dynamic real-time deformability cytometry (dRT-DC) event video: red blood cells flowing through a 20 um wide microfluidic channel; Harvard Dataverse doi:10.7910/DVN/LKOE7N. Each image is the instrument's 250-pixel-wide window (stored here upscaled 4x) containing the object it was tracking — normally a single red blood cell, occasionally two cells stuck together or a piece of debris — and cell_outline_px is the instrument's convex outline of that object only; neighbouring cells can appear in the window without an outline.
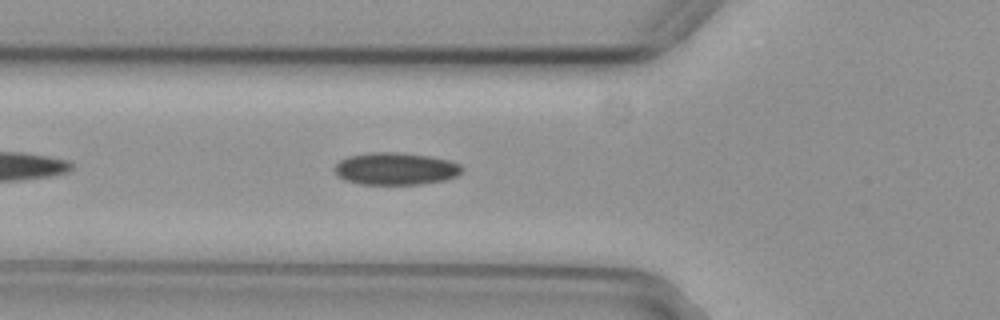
{"species": "common noctule bat (a hibernating species)", "species_latin": "Nyctalus noctula", "temperature_condition": "cold", "stored_images_in_passage": 37, "camera_frame_rate_fps": 3000, "um_per_image_px": 0.085, "animal": {"sex": "female", "body_mass_g": 29.2, "forearm_length_mm": 56.3}, "frame": {"image": 1, "passage_image": 6, "time_ms": 1.667, "image_size_px": [1000, 320], "cell_outline_px": [[464, 168], [456, 176], [444, 180], [424, 184], [360, 184], [344, 180], [336, 176], [336, 164], [340, 160], [348, 156], [368, 152], [400, 152], [428, 156], [448, 160], [460, 164]], "centroid_in_image_um": [33.61, 14.34], "position_along_channel_um": 92.2, "area_um2": 24.04}}
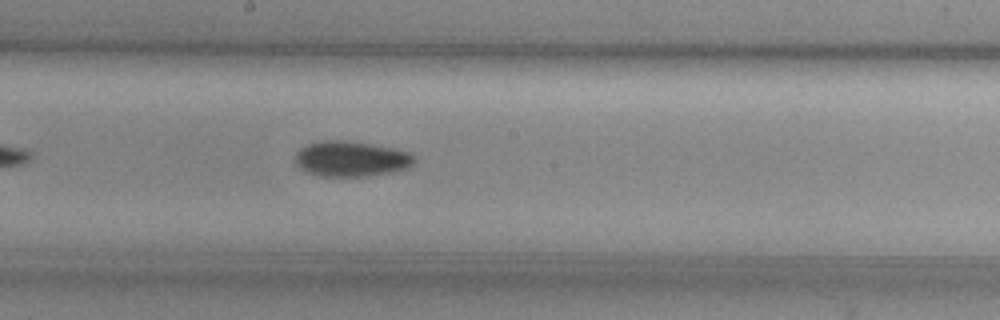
{"frame": {"image": 2, "passage_image": 16, "time_ms": 5.0, "image_size_px": [1000, 320], "cell_outline_px": [[416, 160], [408, 168], [396, 172], [372, 176], [320, 176], [308, 172], [300, 168], [296, 164], [296, 152], [300, 148], [316, 140], [344, 140], [392, 148], [412, 152], [416, 156]], "centroid_in_image_um": [29.88, 13.5], "position_along_channel_um": 218.3, "area_um2": 24.85}}